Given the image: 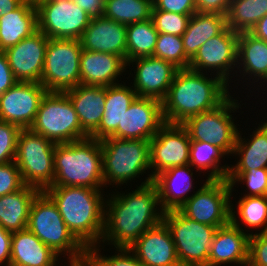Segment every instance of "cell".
Instances as JSON below:
<instances>
[{
    "mask_svg": "<svg viewBox=\"0 0 267 266\" xmlns=\"http://www.w3.org/2000/svg\"><path fill=\"white\" fill-rule=\"evenodd\" d=\"M152 181L153 178L147 177L138 188L126 194L109 193L111 197L105 200L101 238L104 244L108 242L115 248H128L145 231L163 221L164 211L159 207L158 192Z\"/></svg>",
    "mask_w": 267,
    "mask_h": 266,
    "instance_id": "1",
    "label": "cell"
},
{
    "mask_svg": "<svg viewBox=\"0 0 267 266\" xmlns=\"http://www.w3.org/2000/svg\"><path fill=\"white\" fill-rule=\"evenodd\" d=\"M178 69L165 98L161 101L165 123L182 124L189 117L215 109L229 95V85L220 77Z\"/></svg>",
    "mask_w": 267,
    "mask_h": 266,
    "instance_id": "2",
    "label": "cell"
},
{
    "mask_svg": "<svg viewBox=\"0 0 267 266\" xmlns=\"http://www.w3.org/2000/svg\"><path fill=\"white\" fill-rule=\"evenodd\" d=\"M103 189L50 186L44 192L53 200L68 230L85 247L101 244L104 231Z\"/></svg>",
    "mask_w": 267,
    "mask_h": 266,
    "instance_id": "3",
    "label": "cell"
},
{
    "mask_svg": "<svg viewBox=\"0 0 267 266\" xmlns=\"http://www.w3.org/2000/svg\"><path fill=\"white\" fill-rule=\"evenodd\" d=\"M52 186H73L102 189L104 186L100 141L88 137L56 144Z\"/></svg>",
    "mask_w": 267,
    "mask_h": 266,
    "instance_id": "4",
    "label": "cell"
},
{
    "mask_svg": "<svg viewBox=\"0 0 267 266\" xmlns=\"http://www.w3.org/2000/svg\"><path fill=\"white\" fill-rule=\"evenodd\" d=\"M27 228L58 256H68V262L85 261L86 248L68 230L57 206L44 192L34 198Z\"/></svg>",
    "mask_w": 267,
    "mask_h": 266,
    "instance_id": "5",
    "label": "cell"
},
{
    "mask_svg": "<svg viewBox=\"0 0 267 266\" xmlns=\"http://www.w3.org/2000/svg\"><path fill=\"white\" fill-rule=\"evenodd\" d=\"M104 187L123 185L151 169L149 141L108 137L100 141Z\"/></svg>",
    "mask_w": 267,
    "mask_h": 266,
    "instance_id": "6",
    "label": "cell"
},
{
    "mask_svg": "<svg viewBox=\"0 0 267 266\" xmlns=\"http://www.w3.org/2000/svg\"><path fill=\"white\" fill-rule=\"evenodd\" d=\"M30 129L55 144L89 137L81 128L74 106L65 92H46Z\"/></svg>",
    "mask_w": 267,
    "mask_h": 266,
    "instance_id": "7",
    "label": "cell"
},
{
    "mask_svg": "<svg viewBox=\"0 0 267 266\" xmlns=\"http://www.w3.org/2000/svg\"><path fill=\"white\" fill-rule=\"evenodd\" d=\"M55 143L30 128L21 129L17 139L15 163L25 185L44 191L54 181Z\"/></svg>",
    "mask_w": 267,
    "mask_h": 266,
    "instance_id": "8",
    "label": "cell"
},
{
    "mask_svg": "<svg viewBox=\"0 0 267 266\" xmlns=\"http://www.w3.org/2000/svg\"><path fill=\"white\" fill-rule=\"evenodd\" d=\"M168 227L181 266H207L211 243L218 227L186 217L179 209L166 211Z\"/></svg>",
    "mask_w": 267,
    "mask_h": 266,
    "instance_id": "9",
    "label": "cell"
},
{
    "mask_svg": "<svg viewBox=\"0 0 267 266\" xmlns=\"http://www.w3.org/2000/svg\"><path fill=\"white\" fill-rule=\"evenodd\" d=\"M239 100L230 95L213 110L189 117L182 125L187 129L191 141H203L218 146L228 155L234 152L238 136L237 123L231 112L239 109Z\"/></svg>",
    "mask_w": 267,
    "mask_h": 266,
    "instance_id": "10",
    "label": "cell"
},
{
    "mask_svg": "<svg viewBox=\"0 0 267 266\" xmlns=\"http://www.w3.org/2000/svg\"><path fill=\"white\" fill-rule=\"evenodd\" d=\"M80 39L49 38L40 83L49 92H65L80 84Z\"/></svg>",
    "mask_w": 267,
    "mask_h": 266,
    "instance_id": "11",
    "label": "cell"
},
{
    "mask_svg": "<svg viewBox=\"0 0 267 266\" xmlns=\"http://www.w3.org/2000/svg\"><path fill=\"white\" fill-rule=\"evenodd\" d=\"M232 192L226 179H206L179 210L199 223L222 227L231 221Z\"/></svg>",
    "mask_w": 267,
    "mask_h": 266,
    "instance_id": "12",
    "label": "cell"
},
{
    "mask_svg": "<svg viewBox=\"0 0 267 266\" xmlns=\"http://www.w3.org/2000/svg\"><path fill=\"white\" fill-rule=\"evenodd\" d=\"M38 30L48 38L80 39L91 18L72 0H46L34 3Z\"/></svg>",
    "mask_w": 267,
    "mask_h": 266,
    "instance_id": "13",
    "label": "cell"
},
{
    "mask_svg": "<svg viewBox=\"0 0 267 266\" xmlns=\"http://www.w3.org/2000/svg\"><path fill=\"white\" fill-rule=\"evenodd\" d=\"M190 144L189 133L182 124L164 123L149 141L152 173L147 176L154 178L169 168L188 165Z\"/></svg>",
    "mask_w": 267,
    "mask_h": 266,
    "instance_id": "14",
    "label": "cell"
},
{
    "mask_svg": "<svg viewBox=\"0 0 267 266\" xmlns=\"http://www.w3.org/2000/svg\"><path fill=\"white\" fill-rule=\"evenodd\" d=\"M238 37L239 33L227 26L219 35L210 38L199 48L188 68L204 73L211 71V74L220 77L229 85L230 72L238 65Z\"/></svg>",
    "mask_w": 267,
    "mask_h": 266,
    "instance_id": "15",
    "label": "cell"
},
{
    "mask_svg": "<svg viewBox=\"0 0 267 266\" xmlns=\"http://www.w3.org/2000/svg\"><path fill=\"white\" fill-rule=\"evenodd\" d=\"M46 88L38 82H17L0 95V121L30 128L35 120Z\"/></svg>",
    "mask_w": 267,
    "mask_h": 266,
    "instance_id": "16",
    "label": "cell"
},
{
    "mask_svg": "<svg viewBox=\"0 0 267 266\" xmlns=\"http://www.w3.org/2000/svg\"><path fill=\"white\" fill-rule=\"evenodd\" d=\"M161 101L137 97L122 117L121 125L111 136L119 139L150 141L164 124Z\"/></svg>",
    "mask_w": 267,
    "mask_h": 266,
    "instance_id": "17",
    "label": "cell"
},
{
    "mask_svg": "<svg viewBox=\"0 0 267 266\" xmlns=\"http://www.w3.org/2000/svg\"><path fill=\"white\" fill-rule=\"evenodd\" d=\"M48 41L49 38L37 30L4 51L18 82L40 83Z\"/></svg>",
    "mask_w": 267,
    "mask_h": 266,
    "instance_id": "18",
    "label": "cell"
},
{
    "mask_svg": "<svg viewBox=\"0 0 267 266\" xmlns=\"http://www.w3.org/2000/svg\"><path fill=\"white\" fill-rule=\"evenodd\" d=\"M135 77H133V89L138 97L154 98L162 101L173 82L174 76L178 71L172 63L153 56L136 58L127 63H133Z\"/></svg>",
    "mask_w": 267,
    "mask_h": 266,
    "instance_id": "19",
    "label": "cell"
},
{
    "mask_svg": "<svg viewBox=\"0 0 267 266\" xmlns=\"http://www.w3.org/2000/svg\"><path fill=\"white\" fill-rule=\"evenodd\" d=\"M128 249L144 266H181L171 233L163 221L145 231Z\"/></svg>",
    "mask_w": 267,
    "mask_h": 266,
    "instance_id": "20",
    "label": "cell"
},
{
    "mask_svg": "<svg viewBox=\"0 0 267 266\" xmlns=\"http://www.w3.org/2000/svg\"><path fill=\"white\" fill-rule=\"evenodd\" d=\"M82 49L110 53L126 62L127 25L105 16L91 19L80 38Z\"/></svg>",
    "mask_w": 267,
    "mask_h": 266,
    "instance_id": "21",
    "label": "cell"
},
{
    "mask_svg": "<svg viewBox=\"0 0 267 266\" xmlns=\"http://www.w3.org/2000/svg\"><path fill=\"white\" fill-rule=\"evenodd\" d=\"M246 232L231 221L218 227L211 243L207 266L231 263L247 266L250 233Z\"/></svg>",
    "mask_w": 267,
    "mask_h": 266,
    "instance_id": "22",
    "label": "cell"
},
{
    "mask_svg": "<svg viewBox=\"0 0 267 266\" xmlns=\"http://www.w3.org/2000/svg\"><path fill=\"white\" fill-rule=\"evenodd\" d=\"M126 67V62L118 55L83 49L80 56V84L104 87L118 84V77L126 71Z\"/></svg>",
    "mask_w": 267,
    "mask_h": 266,
    "instance_id": "23",
    "label": "cell"
},
{
    "mask_svg": "<svg viewBox=\"0 0 267 266\" xmlns=\"http://www.w3.org/2000/svg\"><path fill=\"white\" fill-rule=\"evenodd\" d=\"M190 164L169 168L153 178L156 186L160 207L164 212L178 210L191 196L193 172Z\"/></svg>",
    "mask_w": 267,
    "mask_h": 266,
    "instance_id": "24",
    "label": "cell"
},
{
    "mask_svg": "<svg viewBox=\"0 0 267 266\" xmlns=\"http://www.w3.org/2000/svg\"><path fill=\"white\" fill-rule=\"evenodd\" d=\"M65 93L74 106L81 128L90 136L103 117L106 87L79 84Z\"/></svg>",
    "mask_w": 267,
    "mask_h": 266,
    "instance_id": "25",
    "label": "cell"
},
{
    "mask_svg": "<svg viewBox=\"0 0 267 266\" xmlns=\"http://www.w3.org/2000/svg\"><path fill=\"white\" fill-rule=\"evenodd\" d=\"M58 257L28 228L12 234L10 266H58Z\"/></svg>",
    "mask_w": 267,
    "mask_h": 266,
    "instance_id": "26",
    "label": "cell"
},
{
    "mask_svg": "<svg viewBox=\"0 0 267 266\" xmlns=\"http://www.w3.org/2000/svg\"><path fill=\"white\" fill-rule=\"evenodd\" d=\"M124 83L106 87V98L102 120L99 127L89 136L96 140L111 137L121 125L122 117L138 97L133 87Z\"/></svg>",
    "mask_w": 267,
    "mask_h": 266,
    "instance_id": "27",
    "label": "cell"
},
{
    "mask_svg": "<svg viewBox=\"0 0 267 266\" xmlns=\"http://www.w3.org/2000/svg\"><path fill=\"white\" fill-rule=\"evenodd\" d=\"M38 30L37 10L31 0L0 17V51L12 47Z\"/></svg>",
    "mask_w": 267,
    "mask_h": 266,
    "instance_id": "28",
    "label": "cell"
},
{
    "mask_svg": "<svg viewBox=\"0 0 267 266\" xmlns=\"http://www.w3.org/2000/svg\"><path fill=\"white\" fill-rule=\"evenodd\" d=\"M237 64V68H241L238 72L241 74L243 71L242 79L248 75L246 77H251L254 83L259 80V83L262 80L263 83H267V42L250 32L239 33Z\"/></svg>",
    "mask_w": 267,
    "mask_h": 266,
    "instance_id": "29",
    "label": "cell"
},
{
    "mask_svg": "<svg viewBox=\"0 0 267 266\" xmlns=\"http://www.w3.org/2000/svg\"><path fill=\"white\" fill-rule=\"evenodd\" d=\"M226 27V15L195 12L181 36L186 57L191 61L207 40L219 35Z\"/></svg>",
    "mask_w": 267,
    "mask_h": 266,
    "instance_id": "30",
    "label": "cell"
},
{
    "mask_svg": "<svg viewBox=\"0 0 267 266\" xmlns=\"http://www.w3.org/2000/svg\"><path fill=\"white\" fill-rule=\"evenodd\" d=\"M40 192L25 185L22 189L0 197V225L14 233L27 228L31 204Z\"/></svg>",
    "mask_w": 267,
    "mask_h": 266,
    "instance_id": "31",
    "label": "cell"
},
{
    "mask_svg": "<svg viewBox=\"0 0 267 266\" xmlns=\"http://www.w3.org/2000/svg\"><path fill=\"white\" fill-rule=\"evenodd\" d=\"M254 130L250 139L241 137L240 131L236 139L233 156L239 161L230 166L229 171H248L250 169L267 168V120Z\"/></svg>",
    "mask_w": 267,
    "mask_h": 266,
    "instance_id": "32",
    "label": "cell"
},
{
    "mask_svg": "<svg viewBox=\"0 0 267 266\" xmlns=\"http://www.w3.org/2000/svg\"><path fill=\"white\" fill-rule=\"evenodd\" d=\"M227 154L220 149L218 146L213 145L212 143H206L203 141H191L190 144V158L189 164L196 171L201 170L200 172L208 169L209 175L207 179L210 180H223L227 179L230 166L220 164V158L226 156Z\"/></svg>",
    "mask_w": 267,
    "mask_h": 266,
    "instance_id": "33",
    "label": "cell"
},
{
    "mask_svg": "<svg viewBox=\"0 0 267 266\" xmlns=\"http://www.w3.org/2000/svg\"><path fill=\"white\" fill-rule=\"evenodd\" d=\"M158 35L151 18L127 25L126 64L136 58L153 56Z\"/></svg>",
    "mask_w": 267,
    "mask_h": 266,
    "instance_id": "34",
    "label": "cell"
},
{
    "mask_svg": "<svg viewBox=\"0 0 267 266\" xmlns=\"http://www.w3.org/2000/svg\"><path fill=\"white\" fill-rule=\"evenodd\" d=\"M267 15V0H231L227 26L238 33L250 32Z\"/></svg>",
    "mask_w": 267,
    "mask_h": 266,
    "instance_id": "35",
    "label": "cell"
},
{
    "mask_svg": "<svg viewBox=\"0 0 267 266\" xmlns=\"http://www.w3.org/2000/svg\"><path fill=\"white\" fill-rule=\"evenodd\" d=\"M243 197V198H242ZM237 202V212L231 205V222L242 229L240 224L249 228H262L260 233L267 232V196H242ZM234 211V212H233ZM238 214L236 216L235 214ZM241 221H239V219ZM242 222V223H240Z\"/></svg>",
    "mask_w": 267,
    "mask_h": 266,
    "instance_id": "36",
    "label": "cell"
},
{
    "mask_svg": "<svg viewBox=\"0 0 267 266\" xmlns=\"http://www.w3.org/2000/svg\"><path fill=\"white\" fill-rule=\"evenodd\" d=\"M152 0H105L103 16L129 25L151 18Z\"/></svg>",
    "mask_w": 267,
    "mask_h": 266,
    "instance_id": "37",
    "label": "cell"
},
{
    "mask_svg": "<svg viewBox=\"0 0 267 266\" xmlns=\"http://www.w3.org/2000/svg\"><path fill=\"white\" fill-rule=\"evenodd\" d=\"M153 57L172 63L178 69H186L190 65L183 48L182 37L178 35L160 33Z\"/></svg>",
    "mask_w": 267,
    "mask_h": 266,
    "instance_id": "38",
    "label": "cell"
},
{
    "mask_svg": "<svg viewBox=\"0 0 267 266\" xmlns=\"http://www.w3.org/2000/svg\"><path fill=\"white\" fill-rule=\"evenodd\" d=\"M232 190L238 182L246 184L244 196H267V168L250 169L248 171H229L226 179Z\"/></svg>",
    "mask_w": 267,
    "mask_h": 266,
    "instance_id": "39",
    "label": "cell"
},
{
    "mask_svg": "<svg viewBox=\"0 0 267 266\" xmlns=\"http://www.w3.org/2000/svg\"><path fill=\"white\" fill-rule=\"evenodd\" d=\"M100 246L86 248L85 261L90 266H144L128 248H116L117 254L107 257L99 252Z\"/></svg>",
    "mask_w": 267,
    "mask_h": 266,
    "instance_id": "40",
    "label": "cell"
},
{
    "mask_svg": "<svg viewBox=\"0 0 267 266\" xmlns=\"http://www.w3.org/2000/svg\"><path fill=\"white\" fill-rule=\"evenodd\" d=\"M192 15L167 11H152L151 19L158 33L182 36Z\"/></svg>",
    "mask_w": 267,
    "mask_h": 266,
    "instance_id": "41",
    "label": "cell"
},
{
    "mask_svg": "<svg viewBox=\"0 0 267 266\" xmlns=\"http://www.w3.org/2000/svg\"><path fill=\"white\" fill-rule=\"evenodd\" d=\"M20 130L15 124L0 121V164L15 161Z\"/></svg>",
    "mask_w": 267,
    "mask_h": 266,
    "instance_id": "42",
    "label": "cell"
},
{
    "mask_svg": "<svg viewBox=\"0 0 267 266\" xmlns=\"http://www.w3.org/2000/svg\"><path fill=\"white\" fill-rule=\"evenodd\" d=\"M25 186L15 161L0 164V197L14 193Z\"/></svg>",
    "mask_w": 267,
    "mask_h": 266,
    "instance_id": "43",
    "label": "cell"
},
{
    "mask_svg": "<svg viewBox=\"0 0 267 266\" xmlns=\"http://www.w3.org/2000/svg\"><path fill=\"white\" fill-rule=\"evenodd\" d=\"M247 266H267V232L250 234Z\"/></svg>",
    "mask_w": 267,
    "mask_h": 266,
    "instance_id": "44",
    "label": "cell"
},
{
    "mask_svg": "<svg viewBox=\"0 0 267 266\" xmlns=\"http://www.w3.org/2000/svg\"><path fill=\"white\" fill-rule=\"evenodd\" d=\"M152 11L193 15L196 12L195 0H152Z\"/></svg>",
    "mask_w": 267,
    "mask_h": 266,
    "instance_id": "45",
    "label": "cell"
},
{
    "mask_svg": "<svg viewBox=\"0 0 267 266\" xmlns=\"http://www.w3.org/2000/svg\"><path fill=\"white\" fill-rule=\"evenodd\" d=\"M231 0H195L196 12L227 15Z\"/></svg>",
    "mask_w": 267,
    "mask_h": 266,
    "instance_id": "46",
    "label": "cell"
},
{
    "mask_svg": "<svg viewBox=\"0 0 267 266\" xmlns=\"http://www.w3.org/2000/svg\"><path fill=\"white\" fill-rule=\"evenodd\" d=\"M18 81L9 66L8 59L4 51H0V95L14 86Z\"/></svg>",
    "mask_w": 267,
    "mask_h": 266,
    "instance_id": "47",
    "label": "cell"
},
{
    "mask_svg": "<svg viewBox=\"0 0 267 266\" xmlns=\"http://www.w3.org/2000/svg\"><path fill=\"white\" fill-rule=\"evenodd\" d=\"M82 10H84L91 19L103 16L105 0H72Z\"/></svg>",
    "mask_w": 267,
    "mask_h": 266,
    "instance_id": "48",
    "label": "cell"
},
{
    "mask_svg": "<svg viewBox=\"0 0 267 266\" xmlns=\"http://www.w3.org/2000/svg\"><path fill=\"white\" fill-rule=\"evenodd\" d=\"M12 234L0 225V265L10 266Z\"/></svg>",
    "mask_w": 267,
    "mask_h": 266,
    "instance_id": "49",
    "label": "cell"
},
{
    "mask_svg": "<svg viewBox=\"0 0 267 266\" xmlns=\"http://www.w3.org/2000/svg\"><path fill=\"white\" fill-rule=\"evenodd\" d=\"M250 33L267 42V15L256 23V25L250 30Z\"/></svg>",
    "mask_w": 267,
    "mask_h": 266,
    "instance_id": "50",
    "label": "cell"
},
{
    "mask_svg": "<svg viewBox=\"0 0 267 266\" xmlns=\"http://www.w3.org/2000/svg\"><path fill=\"white\" fill-rule=\"evenodd\" d=\"M25 0H0V17L17 9Z\"/></svg>",
    "mask_w": 267,
    "mask_h": 266,
    "instance_id": "51",
    "label": "cell"
},
{
    "mask_svg": "<svg viewBox=\"0 0 267 266\" xmlns=\"http://www.w3.org/2000/svg\"><path fill=\"white\" fill-rule=\"evenodd\" d=\"M69 266H90L86 261H82V262H69Z\"/></svg>",
    "mask_w": 267,
    "mask_h": 266,
    "instance_id": "52",
    "label": "cell"
},
{
    "mask_svg": "<svg viewBox=\"0 0 267 266\" xmlns=\"http://www.w3.org/2000/svg\"><path fill=\"white\" fill-rule=\"evenodd\" d=\"M33 3L35 2H42V1H46V0H31Z\"/></svg>",
    "mask_w": 267,
    "mask_h": 266,
    "instance_id": "53",
    "label": "cell"
}]
</instances>
